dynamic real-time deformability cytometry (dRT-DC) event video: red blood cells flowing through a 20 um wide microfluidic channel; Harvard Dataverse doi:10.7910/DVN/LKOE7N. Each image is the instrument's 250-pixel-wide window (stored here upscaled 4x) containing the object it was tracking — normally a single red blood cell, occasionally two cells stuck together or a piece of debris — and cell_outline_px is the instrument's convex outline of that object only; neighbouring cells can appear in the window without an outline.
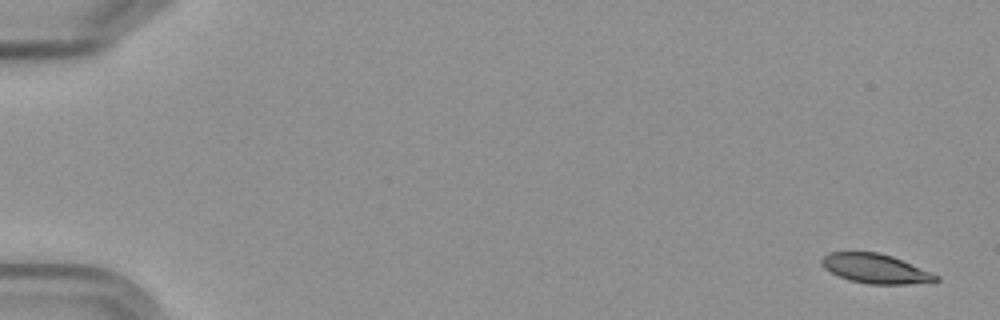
{"species": "Egyptian fruit bat (a non-hibernating species)", "species_latin": "Rousettus aegyptiacus", "temperature_condition": "cold", "stored_images_in_passage": 5, "camera_frame_rate_fps": 3000, "um_per_image_px": 0.085, "frame": {"image": 1, "passage_image": 1, "time_ms": 0.0, "image_size_px": [1000, 320], "cell_outline_px": [[940, 280], [908, 284], [868, 284], [848, 280], [824, 268], [820, 264], [820, 260], [828, 252], [876, 252], [892, 256], [932, 272], [940, 276]], "centroid_in_image_um": [74.4, 22.83], "position_along_channel_um": 10.6, "area_um2": 19.54}}
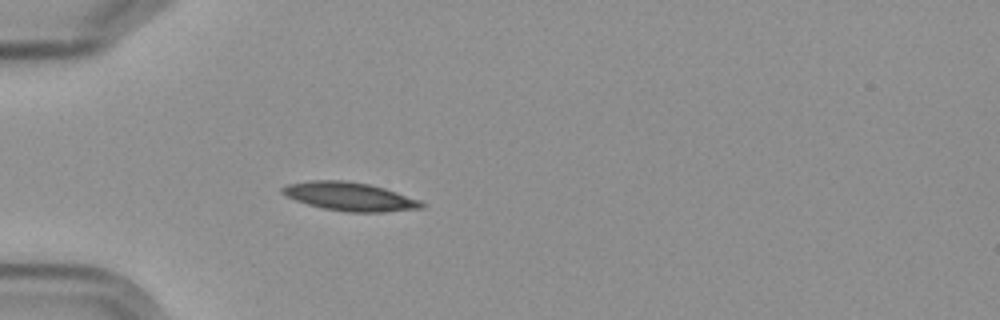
{"frame": {"image": 2, "passage_image": 5, "time_ms": 5.333, "image_size_px": [1000, 320], "cell_outline_px": [[424, 208], [384, 212], [348, 212], [324, 208], [308, 204], [296, 200], [280, 192], [280, 188], [288, 184], [308, 180], [344, 180], [368, 184], [384, 188], [420, 200], [424, 204]], "centroid_in_image_um": [29.72, 16.7], "position_along_channel_um": 55.3, "area_um2": 23.0}}